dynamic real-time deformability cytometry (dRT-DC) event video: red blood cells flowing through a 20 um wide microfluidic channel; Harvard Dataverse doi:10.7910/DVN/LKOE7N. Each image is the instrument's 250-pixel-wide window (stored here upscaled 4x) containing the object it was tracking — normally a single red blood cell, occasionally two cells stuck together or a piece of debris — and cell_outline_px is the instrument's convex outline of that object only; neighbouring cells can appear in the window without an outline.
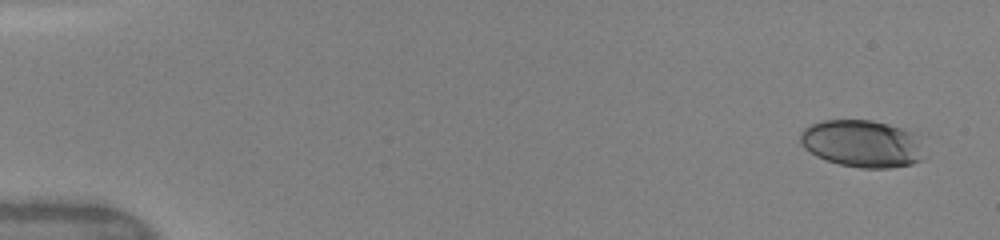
{"species": "human", "species_latin": "Homo sapiens", "temperature_condition": "warm", "stored_images_in_passage": 23, "camera_frame_rate_fps": 3000, "um_per_image_px": 0.085, "donor": {"sex": "female"}, "frame": {"image": 1, "passage_image": 1, "time_ms": 0.0, "image_size_px": [1000, 240], "cell_outline_px": [[928, 156], [924, 160], [912, 164], [888, 168], [860, 168], [840, 164], [824, 160], [816, 156], [804, 148], [800, 144], [800, 132], [804, 128], [812, 124], [824, 120], [872, 120], [888, 124], [928, 136]], "centroid_in_image_um": [73.47, 12.21], "position_along_channel_um": 11.5, "area_um2": 35.72}}
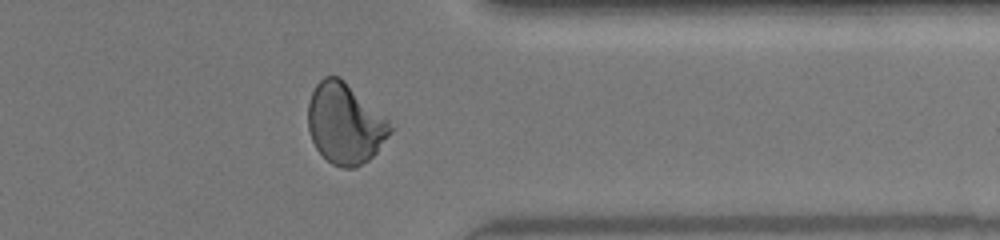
{"frame": {"image": 2, "passage_image": 19, "time_ms": 12.667, "image_size_px": [1000, 240], "cell_outline_px": [[396, 128], [376, 152], [368, 160], [356, 168], [344, 168], [332, 164], [316, 148], [312, 140], [308, 128], [308, 104], [312, 92], [316, 84], [324, 76], [340, 76], [388, 120]], "centroid_in_image_um": [29.33, 10.51], "position_along_channel_um": 382.1, "area_um2": 38.55}}
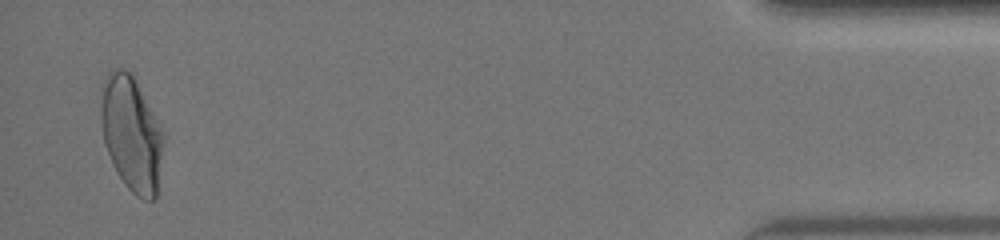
{"frame": {"image": 3, "passage_image": 23, "time_ms": 15.333, "image_size_px": [1000, 240], "cell_outline_px": [[164, 140], [156, 196], [152, 200], [144, 200], [136, 196], [128, 188], [112, 164], [104, 140], [100, 120], [100, 84], [104, 76], [108, 72], [116, 68], [124, 68], [136, 76], [164, 136]], "centroid_in_image_um": [11.14, 11.28], "position_along_channel_um": 424.1, "area_um2": 42.31}, "authors_computed_cell_mechanics": {"area_um2": 37.4544, "velocity_mm_per_s": 4.1186, "shape_relaxation_time_tau1_ms": 7.0591, "shape_relaxation_time_tau2_ms": 1.153, "deformation_change_tau1": 0.2283, "deformation_change_tau2": 0.0607}}